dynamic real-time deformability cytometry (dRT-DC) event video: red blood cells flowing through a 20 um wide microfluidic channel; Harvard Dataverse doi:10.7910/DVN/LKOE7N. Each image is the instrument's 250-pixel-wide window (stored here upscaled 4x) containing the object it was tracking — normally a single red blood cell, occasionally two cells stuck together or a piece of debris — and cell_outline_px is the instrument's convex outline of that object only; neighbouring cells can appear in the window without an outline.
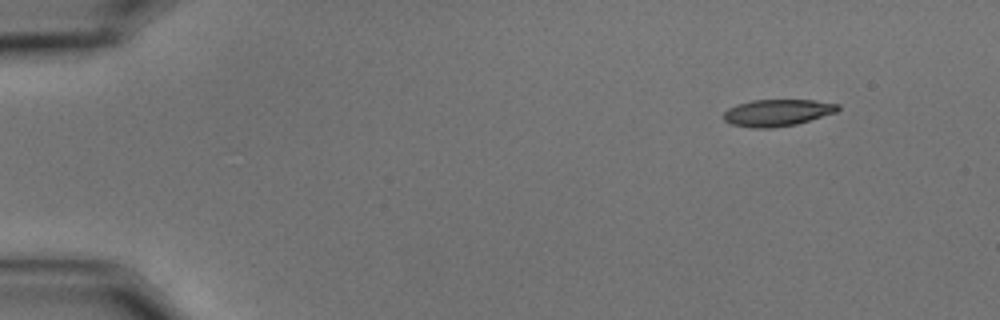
{"species": "common noctule bat (a hibernating species)", "species_latin": "Nyctalus noctula", "temperature_condition": "cold", "stored_images_in_passage": 4, "camera_frame_rate_fps": 3000, "um_per_image_px": 0.085, "animal": {"sex": "male", "body_mass_g": 15.6}, "frame": {"image": 1, "passage_image": 1, "time_ms": 0.0, "image_size_px": [1000, 320], "cell_outline_px": [[840, 108], [836, 112], [796, 124], [768, 128], [752, 128], [732, 124], [724, 120], [724, 112], [728, 108], [736, 104], [752, 100], [816, 100], [840, 104]], "centroid_in_image_um": [66.07, 9.57], "position_along_channel_um": 18.9, "area_um2": 17.8}}